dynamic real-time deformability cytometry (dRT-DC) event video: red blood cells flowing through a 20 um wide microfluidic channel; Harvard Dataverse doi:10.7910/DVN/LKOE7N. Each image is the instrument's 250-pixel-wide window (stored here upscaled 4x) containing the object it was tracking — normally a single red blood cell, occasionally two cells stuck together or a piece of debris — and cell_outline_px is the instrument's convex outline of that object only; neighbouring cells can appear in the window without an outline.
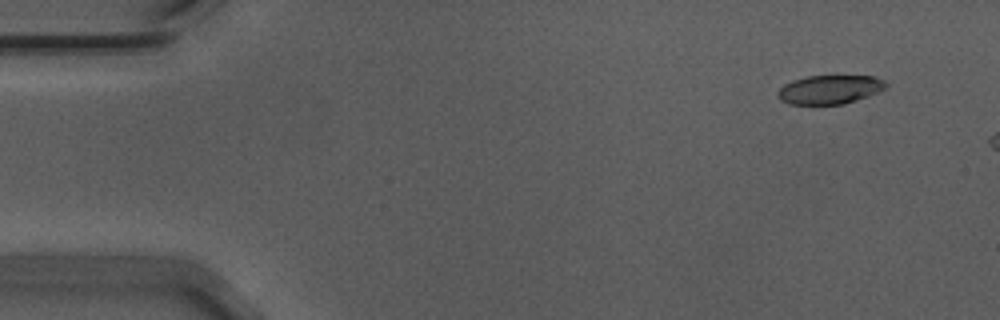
{"species": "Egyptian fruit bat (a non-hibernating species)", "species_latin": "Rousettus aegyptiacus", "temperature_condition": "warm", "stored_images_in_passage": 6, "camera_frame_rate_fps": 3000, "um_per_image_px": 0.085, "animal": {"sex": "male"}, "frame": {"image": 1, "passage_image": 1, "time_ms": 0.0, "image_size_px": [1000, 320], "cell_outline_px": [[888, 84], [884, 88], [868, 96], [844, 104], [788, 104], [780, 100], [776, 92], [784, 84], [792, 80], [804, 76], [876, 76], [884, 80]], "centroid_in_image_um": [70.49, 7.6], "position_along_channel_um": 14.5, "area_um2": 18.21}}